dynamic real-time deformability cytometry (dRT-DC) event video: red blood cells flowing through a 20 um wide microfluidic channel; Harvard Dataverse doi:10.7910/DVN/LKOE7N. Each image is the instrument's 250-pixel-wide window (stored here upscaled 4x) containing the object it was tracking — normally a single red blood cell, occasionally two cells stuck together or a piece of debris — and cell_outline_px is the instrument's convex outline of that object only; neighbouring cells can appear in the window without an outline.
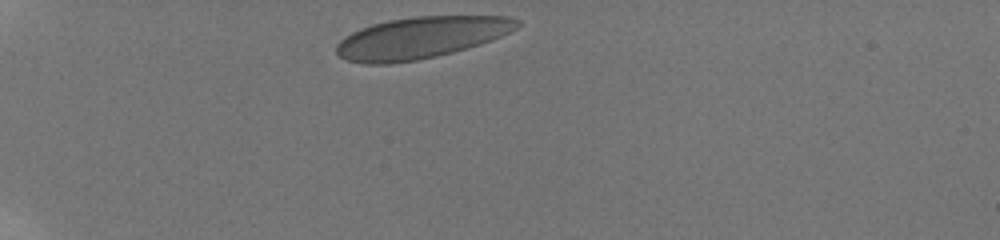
{"species": "human", "species_latin": "Homo sapiens", "temperature_condition": "room temperature", "stored_images_in_passage": 5, "camera_frame_rate_fps": 3000, "um_per_image_px": 0.085, "donor": {"sex": "male"}, "frame": {"image": 1, "passage_image": 1, "time_ms": 0.0, "image_size_px": [1000, 240], "cell_outline_px": [[520, 24], [516, 28], [492, 40], [480, 44], [452, 52], [436, 56], [416, 60], [392, 64], [364, 64], [348, 60], [340, 56], [336, 52], [336, 44], [344, 36], [360, 28], [372, 24], [388, 20], [416, 16], [508, 16], [520, 20]], "centroid_in_image_um": [35.75, 3.2], "position_along_channel_um": 49.3, "area_um2": 43.75}}